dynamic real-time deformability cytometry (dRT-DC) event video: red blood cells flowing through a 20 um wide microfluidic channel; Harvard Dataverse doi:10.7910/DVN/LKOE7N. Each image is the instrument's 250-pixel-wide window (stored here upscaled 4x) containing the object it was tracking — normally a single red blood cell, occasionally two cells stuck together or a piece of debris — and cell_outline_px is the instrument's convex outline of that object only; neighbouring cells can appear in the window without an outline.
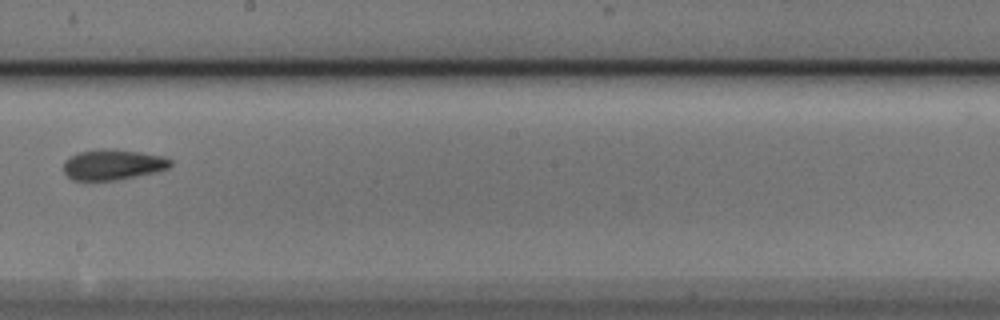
{"species": "Egyptian fruit bat (a non-hibernating species)", "species_latin": "Rousettus aegyptiacus", "temperature_condition": "cold", "stored_images_in_passage": 10, "camera_frame_rate_fps": 3000, "um_per_image_px": 0.085, "animal": {"sex": "male"}, "frame": {"image": 1, "passage_image": 9, "time_ms": 2.667, "image_size_px": [1000, 320], "cell_outline_px": [[172, 164], [168, 168], [156, 172], [116, 180], [72, 180], [64, 172], [64, 160], [80, 152], [100, 148], [116, 148], [164, 156], [172, 160]], "centroid_in_image_um": [9.61, 13.98], "position_along_channel_um": 238.6, "area_um2": 19.13}}
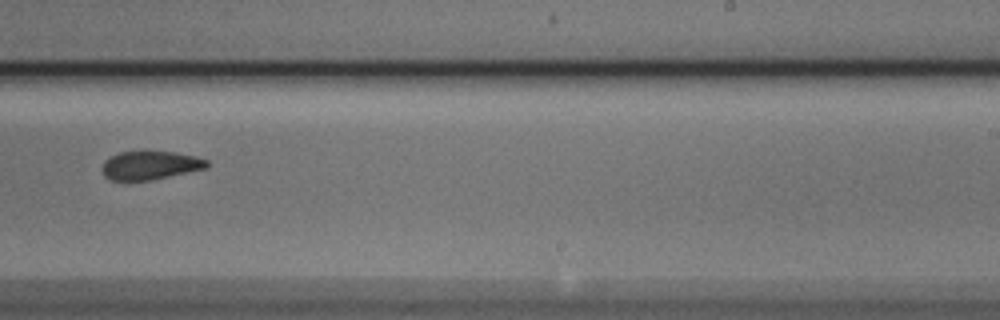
{"frame": {"image": 2, "passage_image": 10, "time_ms": 3.0, "image_size_px": [1000, 320], "cell_outline_px": [[208, 168], [152, 180], [108, 180], [104, 176], [100, 168], [104, 160], [120, 152], [144, 148], [176, 152], [196, 156], [208, 160]], "centroid_in_image_um": [12.75, 14.01], "position_along_channel_um": 276.3, "area_um2": 18.32}}